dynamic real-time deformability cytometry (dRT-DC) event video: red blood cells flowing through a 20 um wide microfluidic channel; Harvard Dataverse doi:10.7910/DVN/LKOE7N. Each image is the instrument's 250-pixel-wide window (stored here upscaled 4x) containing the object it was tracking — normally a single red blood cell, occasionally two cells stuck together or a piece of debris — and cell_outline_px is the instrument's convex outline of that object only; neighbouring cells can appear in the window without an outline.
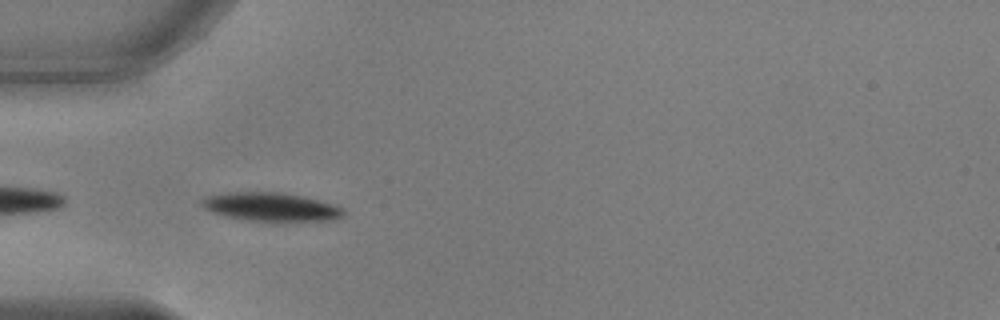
{"species": "common noctule bat (a hibernating species)", "species_latin": "Nyctalus noctula", "temperature_condition": "warm", "stored_images_in_passage": 37, "camera_frame_rate_fps": 3000, "um_per_image_px": 0.085, "animal": {"sex": "male", "body_mass_g": 17.9, "forearm_length_mm": 54.2}, "frame": {"image": 1, "passage_image": 1, "time_ms": 0.0, "image_size_px": [1000, 320], "cell_outline_px": [[344, 216], [332, 220], [240, 220], [224, 216], [212, 212], [204, 208], [200, 204], [200, 200], [204, 196], [228, 192], [284, 192], [332, 204], [344, 208]], "centroid_in_image_um": [22.95, 17.57], "position_along_channel_um": 62.1, "area_um2": 23.41}}
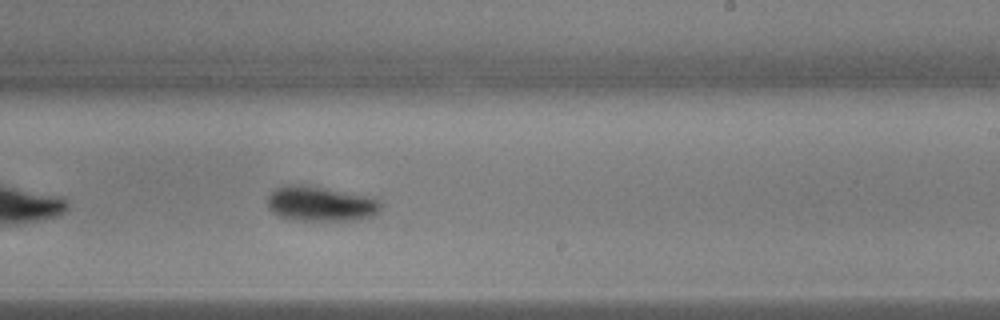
{"frame": {"image": 2, "passage_image": 17, "time_ms": 5.333, "image_size_px": [1000, 320], "cell_outline_px": [[380, 212], [372, 216], [356, 220], [296, 220], [280, 216], [272, 212], [268, 208], [268, 196], [276, 188], [284, 184], [308, 184], [376, 196], [380, 200]], "centroid_in_image_um": [27.31, 17.29], "position_along_channel_um": 261.7, "area_um2": 23.76}}
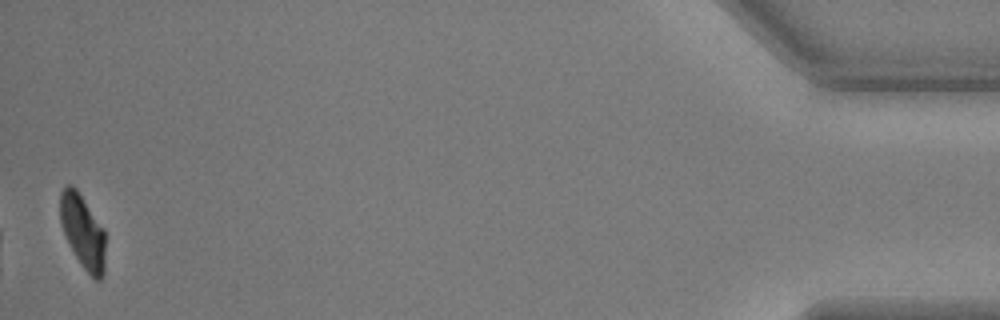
{"frame": {"image": 3, "passage_image": 37, "time_ms": 12.0, "image_size_px": [1000, 320], "cell_outline_px": [[104, 272], [100, 280], [96, 280], [84, 268], [76, 256], [60, 224], [60, 192], [68, 184], [72, 184], [76, 188], [104, 228]], "centroid_in_image_um": [7.03, 19.64], "position_along_channel_um": 428.2, "area_um2": 19.07}, "authors_computed_cell_mechanics": {"area_um2": 23.2934, "velocity_mm_per_s": 3.7927, "shape_relaxation_time_tau1_ms": 1.7547, "shape_relaxation_time_tau2_ms": null, "deformation_change_tau1": 0.1004, "deformation_change_tau2": null}}